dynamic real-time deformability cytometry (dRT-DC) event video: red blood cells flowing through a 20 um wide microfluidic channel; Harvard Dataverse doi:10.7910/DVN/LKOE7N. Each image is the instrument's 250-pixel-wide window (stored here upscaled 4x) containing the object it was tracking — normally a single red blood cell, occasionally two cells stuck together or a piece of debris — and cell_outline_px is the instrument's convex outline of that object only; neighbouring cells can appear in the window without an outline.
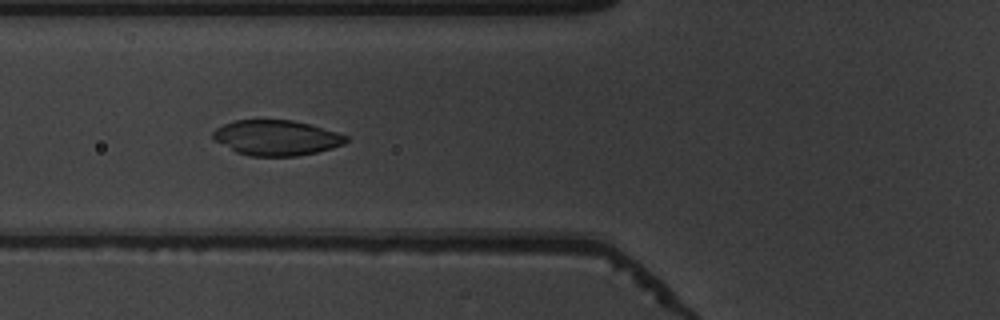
{"species": "common noctule bat (a hibernating species)", "species_latin": "Nyctalus noctula", "temperature_condition": "warm", "stored_images_in_passage": 34, "camera_frame_rate_fps": 3000, "um_per_image_px": 0.085, "animal": {"sex": "male", "body_mass_g": 19.5, "forearm_length_mm": 54.6}, "frame": {"image": 1, "passage_image": 21, "time_ms": 6.667, "image_size_px": [1000, 320], "cell_outline_px": [[348, 140], [344, 144], [332, 148], [316, 152], [296, 156], [248, 156], [236, 152], [216, 140], [212, 136], [212, 132], [216, 128], [224, 124], [236, 120], [292, 120], [308, 124], [336, 132], [348, 136]], "centroid_in_image_um": [23.49, 11.71], "position_along_channel_um": 102.3, "area_um2": 27.11}}
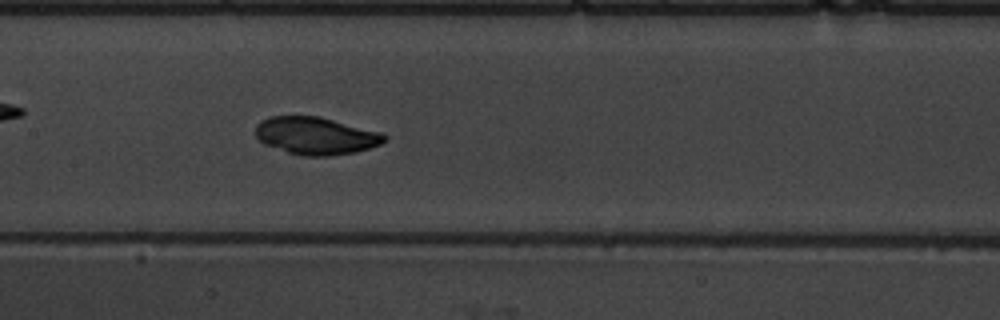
{"frame": {"image": 2, "passage_image": 27, "time_ms": 8.667, "image_size_px": [1000, 320], "cell_outline_px": [[388, 140], [380, 144], [356, 152], [328, 156], [300, 156], [264, 144], [256, 136], [256, 124], [260, 120], [268, 116], [320, 116], [384, 132], [388, 136]], "centroid_in_image_um": [26.88, 11.53], "position_along_channel_um": 180.5, "area_um2": 28.55}}
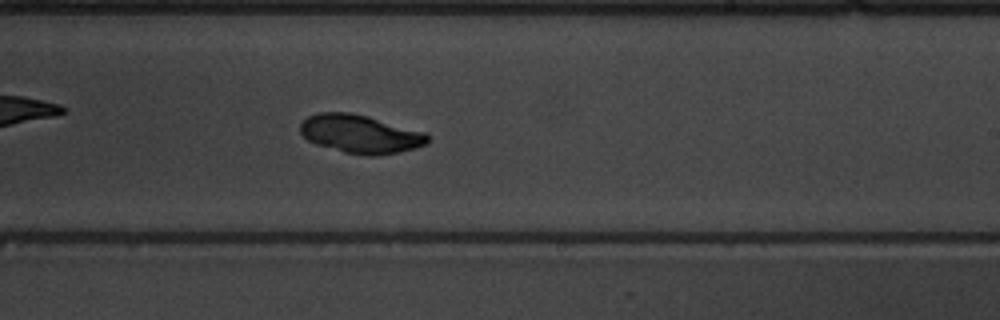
{"frame": {"image": 3, "passage_image": 33, "time_ms": 10.667, "image_size_px": [1000, 320], "cell_outline_px": [[428, 140], [424, 144], [416, 148], [400, 152], [376, 156], [364, 156], [344, 152], [316, 144], [308, 140], [300, 132], [300, 124], [308, 116], [320, 112], [348, 112], [368, 116], [424, 132], [428, 136]], "centroid_in_image_um": [30.61, 11.39], "position_along_channel_um": 258.4, "area_um2": 28.38}}